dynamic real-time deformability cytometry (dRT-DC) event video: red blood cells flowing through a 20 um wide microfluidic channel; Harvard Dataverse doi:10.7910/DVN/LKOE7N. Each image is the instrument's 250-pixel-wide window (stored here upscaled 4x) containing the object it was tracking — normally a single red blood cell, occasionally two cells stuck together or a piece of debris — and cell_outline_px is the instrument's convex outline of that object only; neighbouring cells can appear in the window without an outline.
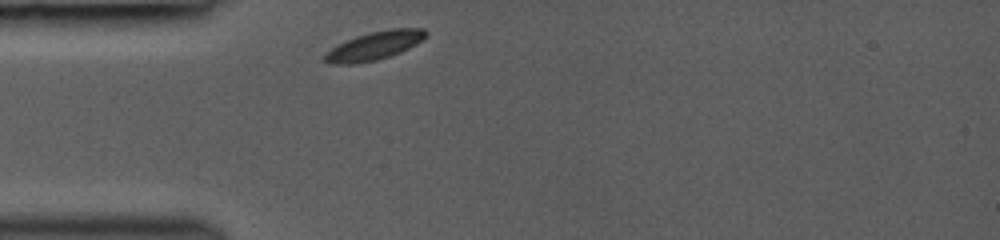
{"species": "common noctule bat (a hibernating species)", "species_latin": "Nyctalus noctula", "temperature_condition": "room temperature", "stored_images_in_passage": 28, "camera_frame_rate_fps": 3000, "um_per_image_px": 0.085, "animal": {"sex": "female", "body_mass_g": 19.0, "forearm_length_mm": 53.3}, "frame": {"image": 1, "passage_image": 1, "time_ms": 0.0, "image_size_px": [1000, 240], "cell_outline_px": [[428, 36], [416, 44], [400, 52], [376, 60], [356, 64], [328, 64], [324, 60], [324, 56], [332, 48], [356, 36], [368, 32], [392, 28], [424, 28], [428, 32]], "centroid_in_image_um": [31.87, 3.87], "position_along_channel_um": 53.1, "area_um2": 16.65}}
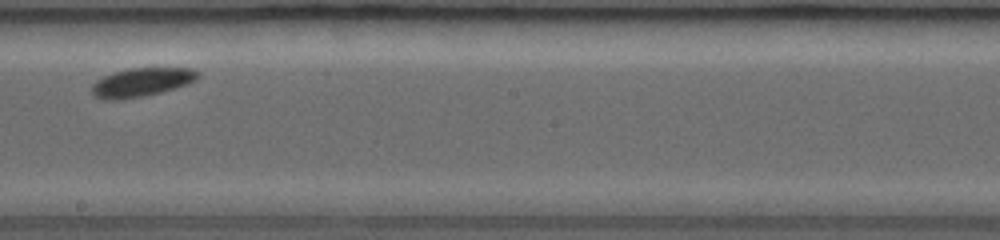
{"frame": {"image": 2, "passage_image": 15, "time_ms": 4.667, "image_size_px": [1000, 240], "cell_outline_px": [[200, 76], [196, 80], [188, 84], [160, 92], [144, 96], [116, 100], [100, 100], [92, 92], [92, 84], [96, 80], [112, 72], [128, 68], [192, 68], [200, 72]], "centroid_in_image_um": [12.03, 6.98], "position_along_channel_um": 236.2, "area_um2": 17.86}}
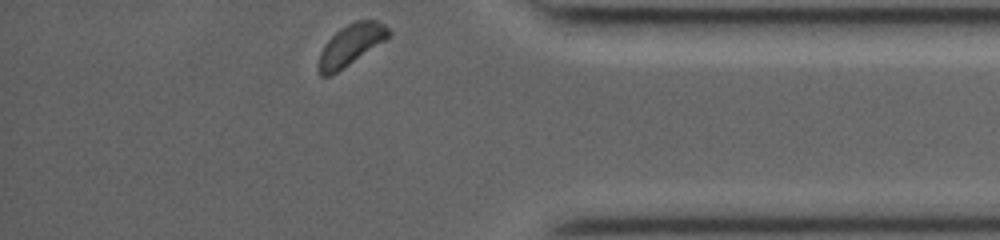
{"frame": {"image": 3, "passage_image": 28, "time_ms": 9.0, "image_size_px": [1000, 240], "cell_outline_px": [[392, 36], [336, 72], [328, 76], [320, 76], [316, 68], [320, 52], [324, 44], [340, 28], [356, 20], [376, 20], [384, 24], [392, 32]], "centroid_in_image_um": [29.81, 3.81], "position_along_channel_um": 405.4, "area_um2": 16.76}, "authors_computed_cell_mechanics": {"area_um2": 17.2533, "velocity_mm_per_s": 4.1015, "shape_relaxation_time_tau1_ms": 0.9046, "shape_relaxation_time_tau2_ms": null, "deformation_change_tau1": 0.0491, "deformation_change_tau2": null}}